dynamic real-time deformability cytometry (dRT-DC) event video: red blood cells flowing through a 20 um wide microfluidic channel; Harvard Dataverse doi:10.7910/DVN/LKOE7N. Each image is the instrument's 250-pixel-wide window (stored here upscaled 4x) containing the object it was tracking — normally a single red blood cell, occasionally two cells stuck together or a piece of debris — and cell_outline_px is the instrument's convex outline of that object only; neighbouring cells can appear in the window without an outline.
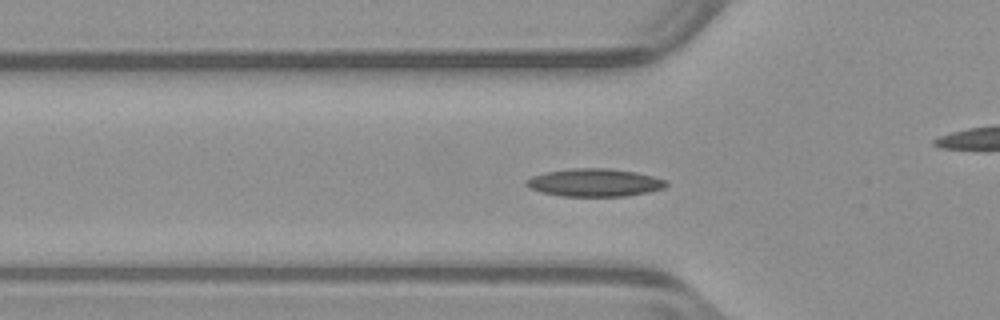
{"species": "common noctule bat (a hibernating species)", "species_latin": "Nyctalus noctula", "temperature_condition": "warm", "stored_images_in_passage": 53, "camera_frame_rate_fps": 3000, "um_per_image_px": 0.085, "animal": {"sex": "male", "body_mass_g": 23.1, "forearm_length_mm": 52.7}, "frame": {"image": 1, "passage_image": 17, "time_ms": 5.333, "image_size_px": [1000, 320], "cell_outline_px": [[668, 184], [664, 188], [648, 192], [624, 196], [560, 196], [540, 192], [528, 188], [524, 184], [524, 180], [532, 176], [544, 172], [572, 168], [608, 168], [636, 172], [668, 180]], "centroid_in_image_um": [50.5, 15.52], "position_along_channel_um": 75.3, "area_um2": 22.95}}
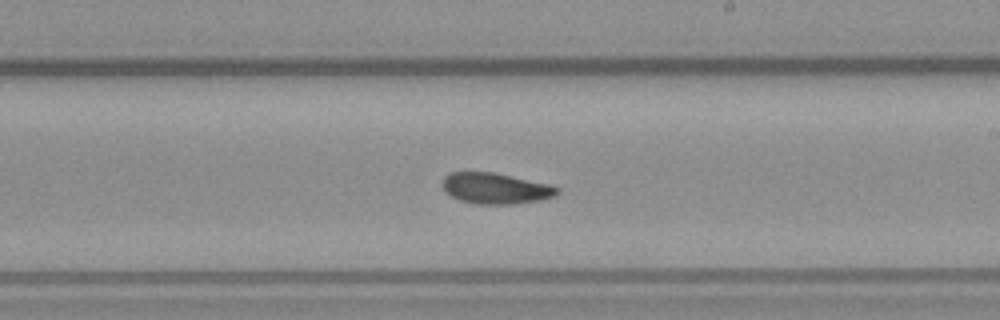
{"frame": {"image": 2, "passage_image": 30, "time_ms": 9.667, "image_size_px": [1000, 320], "cell_outline_px": [[560, 192], [552, 196], [540, 200], [512, 204], [476, 204], [460, 200], [444, 192], [444, 176], [448, 172], [492, 172], [552, 184], [560, 188]], "centroid_in_image_um": [42.14, 16.01], "position_along_channel_um": 246.9, "area_um2": 20.69}}
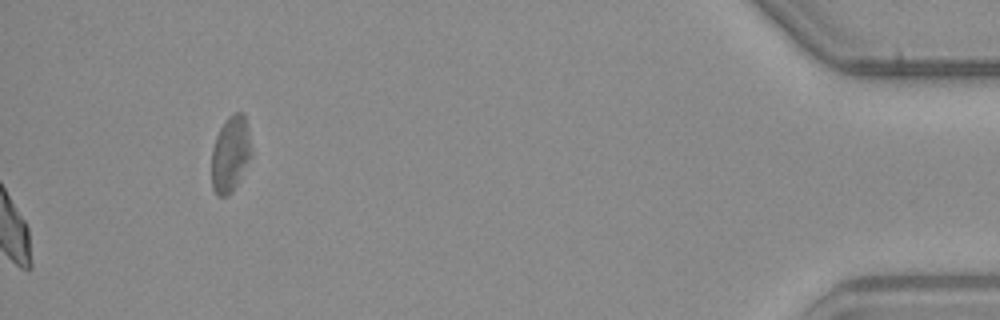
{"frame": {"image": 3, "passage_image": 53, "time_ms": 17.333, "image_size_px": [1000, 320], "cell_outline_px": [[252, 156], [232, 192], [228, 196], [216, 196], [212, 188], [212, 148], [216, 136], [224, 120], [232, 112], [240, 112], [244, 116], [252, 148]], "centroid_in_image_um": [19.58, 13.1], "position_along_channel_um": 415.6, "area_um2": 17.69}, "authors_computed_cell_mechanics": {"area_um2": 20.4612, "velocity_mm_per_s": 3.9368, "shape_relaxation_time_tau1_ms": null, "shape_relaxation_time_tau2_ms": 7.4921, "deformation_change_tau1": null, "deformation_change_tau2": 0.1299}}